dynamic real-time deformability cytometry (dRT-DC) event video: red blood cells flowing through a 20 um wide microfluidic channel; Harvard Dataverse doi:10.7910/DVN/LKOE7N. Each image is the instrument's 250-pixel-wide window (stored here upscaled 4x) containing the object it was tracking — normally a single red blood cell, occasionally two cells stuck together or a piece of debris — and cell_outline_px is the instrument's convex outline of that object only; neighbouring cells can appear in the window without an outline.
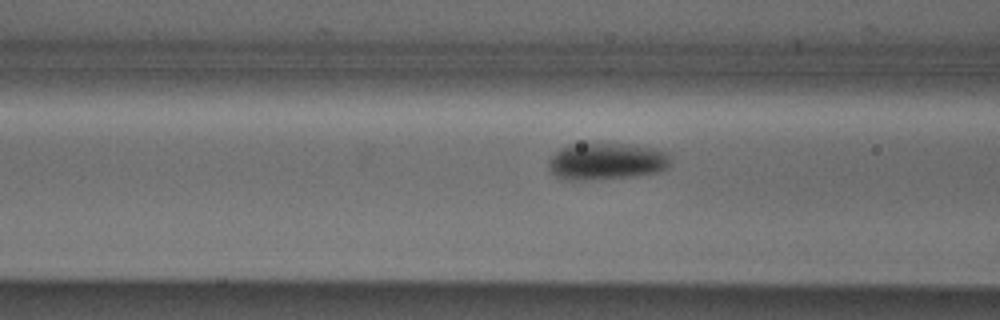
{"species": "Egyptian fruit bat (a non-hibernating species)", "species_latin": "Rousettus aegyptiacus", "temperature_condition": "cold", "stored_images_in_passage": 25, "camera_frame_rate_fps": 3000, "um_per_image_px": 0.085, "animal": {"sex": "male"}, "frame": {"image": 1, "passage_image": 8, "time_ms": 2.333, "image_size_px": [1000, 320], "cell_outline_px": [[672, 164], [668, 168], [656, 172], [632, 176], [572, 180], [564, 180], [556, 176], [548, 168], [548, 160], [560, 148], [568, 144], [628, 144], [668, 152], [672, 156]], "centroid_in_image_um": [51.56, 13.71], "position_along_channel_um": 115.0, "area_um2": 26.07}}
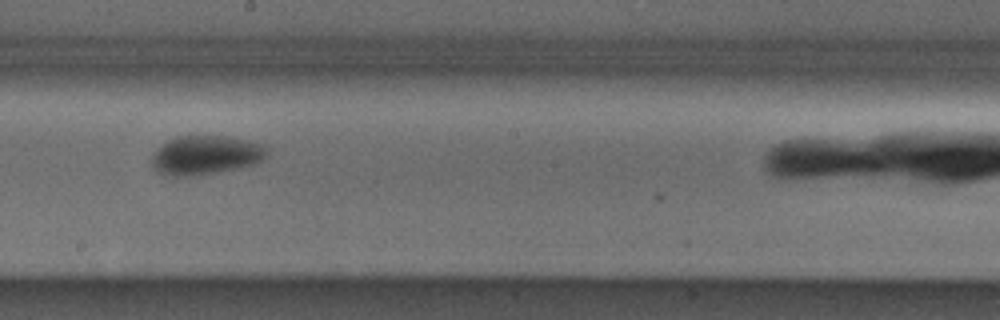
{"frame": {"image": 2, "passage_image": 17, "time_ms": 5.333, "image_size_px": [1000, 320], "cell_outline_px": [[268, 156], [264, 160], [256, 164], [240, 168], [200, 176], [164, 176], [156, 172], [152, 168], [152, 156], [156, 148], [168, 140], [176, 136], [232, 136], [264, 144], [268, 148]], "centroid_in_image_um": [17.51, 13.2], "position_along_channel_um": 230.7, "area_um2": 27.11}}
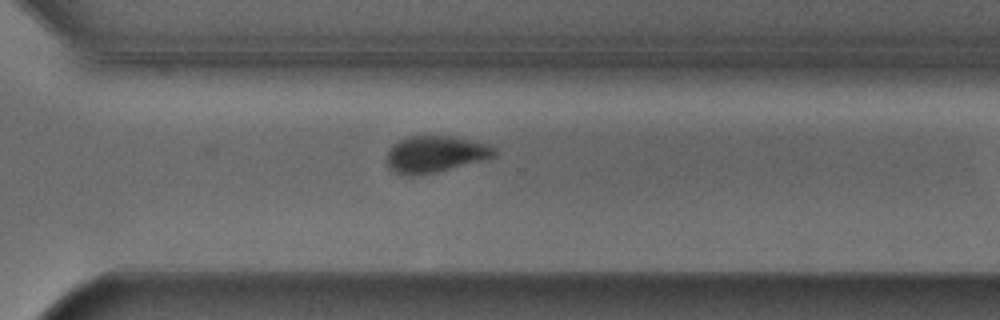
{"frame": {"image": 3, "passage_image": 25, "time_ms": 8.0, "image_size_px": [1000, 320], "cell_outline_px": [[496, 156], [488, 160], [436, 172], [416, 176], [412, 176], [396, 172], [388, 168], [388, 152], [392, 144], [400, 140], [412, 136], [452, 136], [472, 140], [488, 144], [496, 148]], "centroid_in_image_um": [37.06, 13.11], "position_along_channel_um": 333.5, "area_um2": 23.12}}